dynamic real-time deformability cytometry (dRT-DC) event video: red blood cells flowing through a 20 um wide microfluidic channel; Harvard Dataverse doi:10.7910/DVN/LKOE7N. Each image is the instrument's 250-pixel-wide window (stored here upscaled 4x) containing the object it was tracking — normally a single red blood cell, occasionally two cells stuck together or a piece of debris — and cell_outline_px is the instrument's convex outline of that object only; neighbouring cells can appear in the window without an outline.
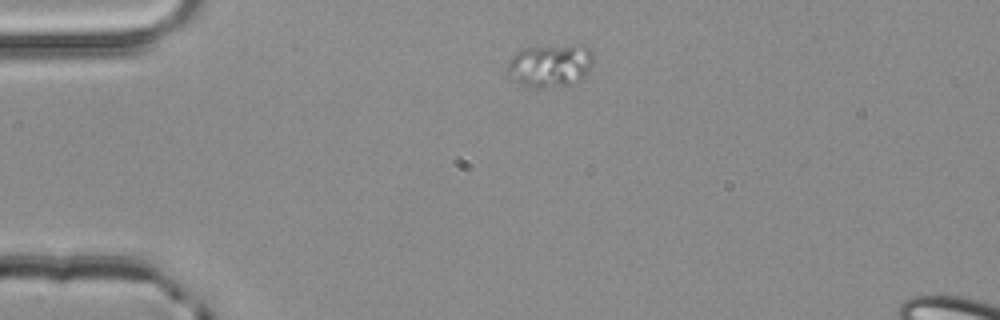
{"species": "common noctule bat (a hibernating species)", "species_latin": "Nyctalus noctula", "temperature_condition": "room temperature", "stored_images_in_passage": 2, "camera_frame_rate_fps": 3000, "um_per_image_px": 0.085, "animal": {"sex": "male", "body_mass_g": 20.4}, "frame": {"image": 1, "passage_image": 1, "time_ms": 0.0, "image_size_px": [1000, 320], "cell_outline_px": [[592, 64], [588, 72], [580, 80], [572, 84], [544, 88], [524, 88], [508, 80], [504, 72], [508, 60], [516, 52], [524, 48], [572, 44], [584, 44], [592, 48]], "centroid_in_image_um": [46.68, 5.59], "position_along_channel_um": 38.3, "area_um2": 22.66}}